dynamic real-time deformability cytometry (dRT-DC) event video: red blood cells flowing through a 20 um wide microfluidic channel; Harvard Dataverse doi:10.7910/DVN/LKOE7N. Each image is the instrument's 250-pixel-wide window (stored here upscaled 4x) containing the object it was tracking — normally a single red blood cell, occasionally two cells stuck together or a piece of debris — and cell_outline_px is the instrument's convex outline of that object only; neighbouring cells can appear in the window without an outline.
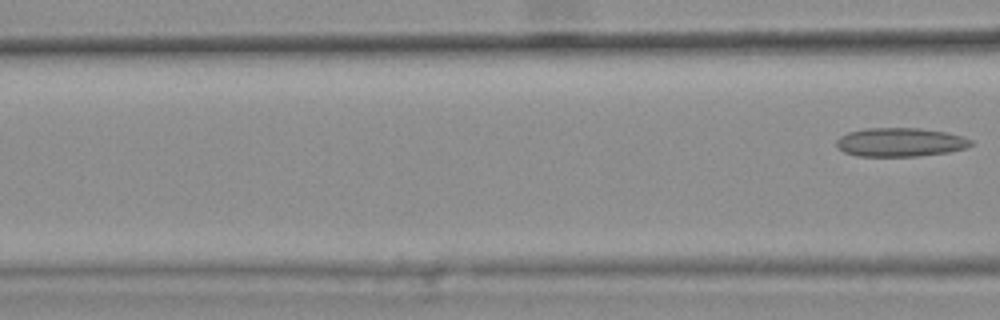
{"species": "common noctule bat (a hibernating species)", "species_latin": "Nyctalus noctula", "temperature_condition": "warm", "stored_images_in_passage": 3, "segment_of_instrument_passage": [2, 2], "camera_frame_rate_fps": 3000, "um_per_image_px": 0.085, "animal": {"sex": "female", "body_mass_g": 25.1}, "frame": {"image": 1, "passage_image": 3, "time_ms": 0.667, "image_size_px": [1000, 320], "cell_outline_px": [[972, 144], [968, 148], [948, 152], [920, 156], [860, 156], [844, 152], [836, 144], [836, 140], [840, 136], [848, 132], [864, 128], [920, 128], [948, 132], [964, 136], [972, 140]], "centroid_in_image_um": [76.56, 12.08], "position_along_channel_um": 90.0, "area_um2": 22.72}}